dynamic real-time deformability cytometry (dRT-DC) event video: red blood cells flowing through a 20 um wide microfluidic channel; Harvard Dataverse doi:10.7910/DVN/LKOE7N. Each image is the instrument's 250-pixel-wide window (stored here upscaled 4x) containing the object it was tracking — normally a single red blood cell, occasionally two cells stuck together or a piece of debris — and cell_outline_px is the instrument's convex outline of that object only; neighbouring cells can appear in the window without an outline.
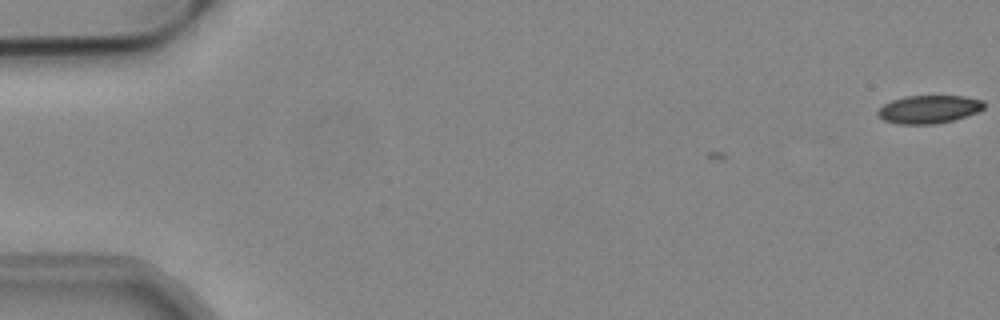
{"species": "common noctule bat (a hibernating species)", "species_latin": "Nyctalus noctula", "temperature_condition": "cold", "stored_images_in_passage": 2, "camera_frame_rate_fps": 3000, "um_per_image_px": 0.085, "animal": {"sex": "male", "body_mass_g": 19.2, "forearm_length_mm": 51.8}, "frame": {"image": 1, "passage_image": 2, "time_ms": 0.333, "image_size_px": [1000, 320], "cell_outline_px": [[984, 108], [976, 112], [952, 120], [932, 124], [896, 124], [884, 120], [876, 112], [884, 104], [892, 100], [904, 96], [964, 96], [984, 100]], "centroid_in_image_um": [78.94, 9.28], "position_along_channel_um": 6.1, "area_um2": 17.22}}